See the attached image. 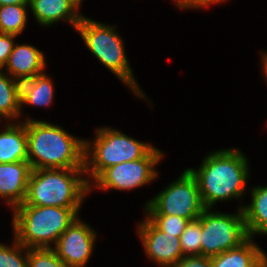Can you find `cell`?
<instances>
[{
  "instance_id": "24",
  "label": "cell",
  "mask_w": 267,
  "mask_h": 267,
  "mask_svg": "<svg viewBox=\"0 0 267 267\" xmlns=\"http://www.w3.org/2000/svg\"><path fill=\"white\" fill-rule=\"evenodd\" d=\"M146 217L161 231L178 238L185 230L188 219L177 215H146Z\"/></svg>"
},
{
  "instance_id": "13",
  "label": "cell",
  "mask_w": 267,
  "mask_h": 267,
  "mask_svg": "<svg viewBox=\"0 0 267 267\" xmlns=\"http://www.w3.org/2000/svg\"><path fill=\"white\" fill-rule=\"evenodd\" d=\"M39 49L28 44H14L9 56L6 73L13 79L22 82L44 73L46 61Z\"/></svg>"
},
{
  "instance_id": "19",
  "label": "cell",
  "mask_w": 267,
  "mask_h": 267,
  "mask_svg": "<svg viewBox=\"0 0 267 267\" xmlns=\"http://www.w3.org/2000/svg\"><path fill=\"white\" fill-rule=\"evenodd\" d=\"M21 82L0 70V120H15L22 116L20 104Z\"/></svg>"
},
{
  "instance_id": "8",
  "label": "cell",
  "mask_w": 267,
  "mask_h": 267,
  "mask_svg": "<svg viewBox=\"0 0 267 267\" xmlns=\"http://www.w3.org/2000/svg\"><path fill=\"white\" fill-rule=\"evenodd\" d=\"M146 215H177L195 220L206 209L195 176L189 169L145 203Z\"/></svg>"
},
{
  "instance_id": "12",
  "label": "cell",
  "mask_w": 267,
  "mask_h": 267,
  "mask_svg": "<svg viewBox=\"0 0 267 267\" xmlns=\"http://www.w3.org/2000/svg\"><path fill=\"white\" fill-rule=\"evenodd\" d=\"M31 172L28 161L0 163V198H6V204L12 206L11 209L24 203Z\"/></svg>"
},
{
  "instance_id": "22",
  "label": "cell",
  "mask_w": 267,
  "mask_h": 267,
  "mask_svg": "<svg viewBox=\"0 0 267 267\" xmlns=\"http://www.w3.org/2000/svg\"><path fill=\"white\" fill-rule=\"evenodd\" d=\"M12 244L9 247L0 243V267H28L27 248L15 238Z\"/></svg>"
},
{
  "instance_id": "5",
  "label": "cell",
  "mask_w": 267,
  "mask_h": 267,
  "mask_svg": "<svg viewBox=\"0 0 267 267\" xmlns=\"http://www.w3.org/2000/svg\"><path fill=\"white\" fill-rule=\"evenodd\" d=\"M116 26L105 25L82 16L76 32L85 46L117 78L127 85L139 98L146 96L136 82L125 54L124 40L116 32Z\"/></svg>"
},
{
  "instance_id": "14",
  "label": "cell",
  "mask_w": 267,
  "mask_h": 267,
  "mask_svg": "<svg viewBox=\"0 0 267 267\" xmlns=\"http://www.w3.org/2000/svg\"><path fill=\"white\" fill-rule=\"evenodd\" d=\"M29 8L39 25L49 27L59 20L77 28L83 15L70 0H29Z\"/></svg>"
},
{
  "instance_id": "27",
  "label": "cell",
  "mask_w": 267,
  "mask_h": 267,
  "mask_svg": "<svg viewBox=\"0 0 267 267\" xmlns=\"http://www.w3.org/2000/svg\"><path fill=\"white\" fill-rule=\"evenodd\" d=\"M179 9H201L211 4H218L227 0H172Z\"/></svg>"
},
{
  "instance_id": "10",
  "label": "cell",
  "mask_w": 267,
  "mask_h": 267,
  "mask_svg": "<svg viewBox=\"0 0 267 267\" xmlns=\"http://www.w3.org/2000/svg\"><path fill=\"white\" fill-rule=\"evenodd\" d=\"M96 232L79 217L58 238L54 247L58 257L68 267H85L92 256Z\"/></svg>"
},
{
  "instance_id": "6",
  "label": "cell",
  "mask_w": 267,
  "mask_h": 267,
  "mask_svg": "<svg viewBox=\"0 0 267 267\" xmlns=\"http://www.w3.org/2000/svg\"><path fill=\"white\" fill-rule=\"evenodd\" d=\"M94 141L85 140L84 171L89 184L108 167L143 158L154 146L111 127L96 130Z\"/></svg>"
},
{
  "instance_id": "28",
  "label": "cell",
  "mask_w": 267,
  "mask_h": 267,
  "mask_svg": "<svg viewBox=\"0 0 267 267\" xmlns=\"http://www.w3.org/2000/svg\"><path fill=\"white\" fill-rule=\"evenodd\" d=\"M251 267H267V255L264 252Z\"/></svg>"
},
{
  "instance_id": "17",
  "label": "cell",
  "mask_w": 267,
  "mask_h": 267,
  "mask_svg": "<svg viewBox=\"0 0 267 267\" xmlns=\"http://www.w3.org/2000/svg\"><path fill=\"white\" fill-rule=\"evenodd\" d=\"M54 99L53 82L46 73L37 75L31 79L21 82L20 104L22 105L47 107Z\"/></svg>"
},
{
  "instance_id": "31",
  "label": "cell",
  "mask_w": 267,
  "mask_h": 267,
  "mask_svg": "<svg viewBox=\"0 0 267 267\" xmlns=\"http://www.w3.org/2000/svg\"><path fill=\"white\" fill-rule=\"evenodd\" d=\"M78 9L80 5L82 4V0H70Z\"/></svg>"
},
{
  "instance_id": "26",
  "label": "cell",
  "mask_w": 267,
  "mask_h": 267,
  "mask_svg": "<svg viewBox=\"0 0 267 267\" xmlns=\"http://www.w3.org/2000/svg\"><path fill=\"white\" fill-rule=\"evenodd\" d=\"M174 267H212L211 257H205V256L182 257Z\"/></svg>"
},
{
  "instance_id": "4",
  "label": "cell",
  "mask_w": 267,
  "mask_h": 267,
  "mask_svg": "<svg viewBox=\"0 0 267 267\" xmlns=\"http://www.w3.org/2000/svg\"><path fill=\"white\" fill-rule=\"evenodd\" d=\"M84 168L32 170L24 201L26 205L80 208L92 190Z\"/></svg>"
},
{
  "instance_id": "7",
  "label": "cell",
  "mask_w": 267,
  "mask_h": 267,
  "mask_svg": "<svg viewBox=\"0 0 267 267\" xmlns=\"http://www.w3.org/2000/svg\"><path fill=\"white\" fill-rule=\"evenodd\" d=\"M206 208L200 217L201 256L214 257L229 249L238 247L249 238L242 209L236 214L213 212Z\"/></svg>"
},
{
  "instance_id": "29",
  "label": "cell",
  "mask_w": 267,
  "mask_h": 267,
  "mask_svg": "<svg viewBox=\"0 0 267 267\" xmlns=\"http://www.w3.org/2000/svg\"><path fill=\"white\" fill-rule=\"evenodd\" d=\"M29 4V0H0V6Z\"/></svg>"
},
{
  "instance_id": "1",
  "label": "cell",
  "mask_w": 267,
  "mask_h": 267,
  "mask_svg": "<svg viewBox=\"0 0 267 267\" xmlns=\"http://www.w3.org/2000/svg\"><path fill=\"white\" fill-rule=\"evenodd\" d=\"M248 162L241 150L231 148L209 153L198 170L188 168L197 180L205 208L244 196L250 173Z\"/></svg>"
},
{
  "instance_id": "23",
  "label": "cell",
  "mask_w": 267,
  "mask_h": 267,
  "mask_svg": "<svg viewBox=\"0 0 267 267\" xmlns=\"http://www.w3.org/2000/svg\"><path fill=\"white\" fill-rule=\"evenodd\" d=\"M28 267H68L53 248L27 249Z\"/></svg>"
},
{
  "instance_id": "25",
  "label": "cell",
  "mask_w": 267,
  "mask_h": 267,
  "mask_svg": "<svg viewBox=\"0 0 267 267\" xmlns=\"http://www.w3.org/2000/svg\"><path fill=\"white\" fill-rule=\"evenodd\" d=\"M16 35L0 33V70L7 64L9 56L13 50Z\"/></svg>"
},
{
  "instance_id": "16",
  "label": "cell",
  "mask_w": 267,
  "mask_h": 267,
  "mask_svg": "<svg viewBox=\"0 0 267 267\" xmlns=\"http://www.w3.org/2000/svg\"><path fill=\"white\" fill-rule=\"evenodd\" d=\"M251 191V203L241 206L249 237L267 235V186H256Z\"/></svg>"
},
{
  "instance_id": "21",
  "label": "cell",
  "mask_w": 267,
  "mask_h": 267,
  "mask_svg": "<svg viewBox=\"0 0 267 267\" xmlns=\"http://www.w3.org/2000/svg\"><path fill=\"white\" fill-rule=\"evenodd\" d=\"M180 244L183 257L201 256V222L198 218L186 224Z\"/></svg>"
},
{
  "instance_id": "9",
  "label": "cell",
  "mask_w": 267,
  "mask_h": 267,
  "mask_svg": "<svg viewBox=\"0 0 267 267\" xmlns=\"http://www.w3.org/2000/svg\"><path fill=\"white\" fill-rule=\"evenodd\" d=\"M164 153L153 147L143 158L135 161L122 162L115 166L105 169L90 184L99 190H132L140 188L158 177L155 166L163 159Z\"/></svg>"
},
{
  "instance_id": "20",
  "label": "cell",
  "mask_w": 267,
  "mask_h": 267,
  "mask_svg": "<svg viewBox=\"0 0 267 267\" xmlns=\"http://www.w3.org/2000/svg\"><path fill=\"white\" fill-rule=\"evenodd\" d=\"M29 4L0 6V33L21 34L27 24V7Z\"/></svg>"
},
{
  "instance_id": "30",
  "label": "cell",
  "mask_w": 267,
  "mask_h": 267,
  "mask_svg": "<svg viewBox=\"0 0 267 267\" xmlns=\"http://www.w3.org/2000/svg\"><path fill=\"white\" fill-rule=\"evenodd\" d=\"M262 69L265 79L267 80V52H262Z\"/></svg>"
},
{
  "instance_id": "15",
  "label": "cell",
  "mask_w": 267,
  "mask_h": 267,
  "mask_svg": "<svg viewBox=\"0 0 267 267\" xmlns=\"http://www.w3.org/2000/svg\"><path fill=\"white\" fill-rule=\"evenodd\" d=\"M28 161L27 133L25 121L7 123L0 131V163Z\"/></svg>"
},
{
  "instance_id": "3",
  "label": "cell",
  "mask_w": 267,
  "mask_h": 267,
  "mask_svg": "<svg viewBox=\"0 0 267 267\" xmlns=\"http://www.w3.org/2000/svg\"><path fill=\"white\" fill-rule=\"evenodd\" d=\"M80 208L34 206L21 203L13 209L14 237L30 248H52L58 238L78 218Z\"/></svg>"
},
{
  "instance_id": "11",
  "label": "cell",
  "mask_w": 267,
  "mask_h": 267,
  "mask_svg": "<svg viewBox=\"0 0 267 267\" xmlns=\"http://www.w3.org/2000/svg\"><path fill=\"white\" fill-rule=\"evenodd\" d=\"M145 253L161 267H174L183 257L180 238L159 230L148 218L138 224Z\"/></svg>"
},
{
  "instance_id": "2",
  "label": "cell",
  "mask_w": 267,
  "mask_h": 267,
  "mask_svg": "<svg viewBox=\"0 0 267 267\" xmlns=\"http://www.w3.org/2000/svg\"><path fill=\"white\" fill-rule=\"evenodd\" d=\"M25 125L32 170L84 168V139L46 121L26 118Z\"/></svg>"
},
{
  "instance_id": "18",
  "label": "cell",
  "mask_w": 267,
  "mask_h": 267,
  "mask_svg": "<svg viewBox=\"0 0 267 267\" xmlns=\"http://www.w3.org/2000/svg\"><path fill=\"white\" fill-rule=\"evenodd\" d=\"M249 237L238 247L211 257L212 267H251L265 252Z\"/></svg>"
}]
</instances>
